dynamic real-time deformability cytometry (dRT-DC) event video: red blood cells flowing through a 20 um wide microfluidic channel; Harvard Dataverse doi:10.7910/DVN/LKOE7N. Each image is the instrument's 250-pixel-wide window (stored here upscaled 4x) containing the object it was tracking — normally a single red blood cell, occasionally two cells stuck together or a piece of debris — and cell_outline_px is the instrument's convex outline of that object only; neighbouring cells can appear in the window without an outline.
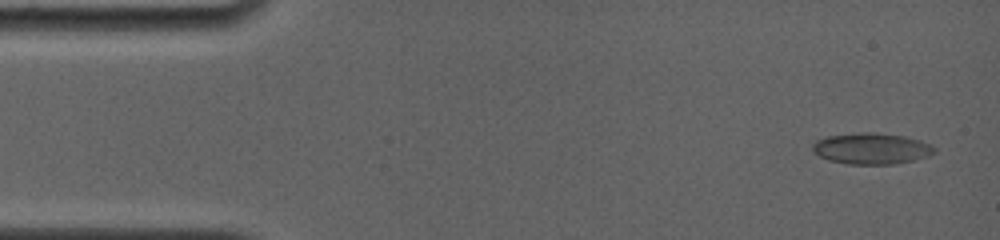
{"species": "common noctule bat (a hibernating species)", "species_latin": "Nyctalus noctula", "temperature_condition": "room temperature", "stored_images_in_passage": 14, "camera_frame_rate_fps": 4000, "um_per_image_px": 0.085, "animal": {"sex": "female", "body_mass_g": 19.0, "forearm_length_mm": 56.7}, "frame": {"image": 1, "passage_image": 2, "time_ms": 0.5, "image_size_px": [1000, 240], "cell_outline_px": [[936, 152], [928, 156], [912, 160], [892, 164], [848, 164], [828, 160], [812, 152], [812, 144], [816, 140], [828, 136], [864, 132], [872, 132], [904, 136], [920, 140], [932, 144], [936, 148]], "centroid_in_image_um": [74.08, 12.63], "position_along_channel_um": 10.9, "area_um2": 22.14}}
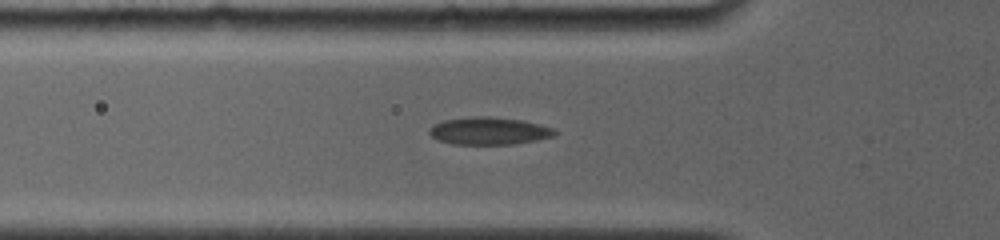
{"frame": {"image": 2, "passage_image": 11, "time_ms": 5.25, "image_size_px": [1000, 240], "cell_outline_px": [[560, 132], [556, 136], [536, 140], [512, 144], [452, 144], [436, 140], [428, 132], [428, 128], [432, 124], [444, 120], [472, 116], [488, 116], [524, 120], [556, 128]], "centroid_in_image_um": [41.59, 11.12], "position_along_channel_um": 84.2, "area_um2": 20.52}}
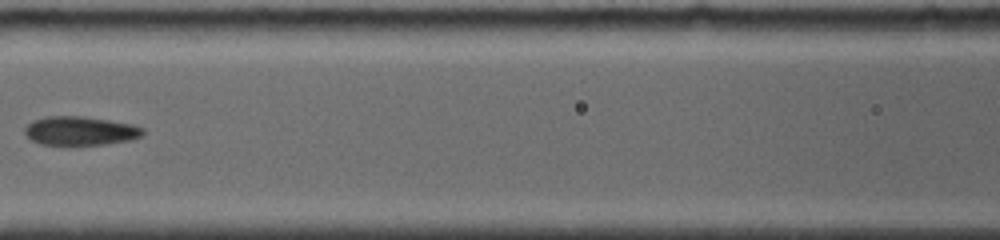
{"frame": {"image": 3, "passage_image": 14, "time_ms": 7.25, "image_size_px": [1000, 240], "cell_outline_px": [[144, 132], [140, 136], [128, 140], [104, 144], [40, 144], [32, 140], [24, 132], [24, 128], [32, 120], [48, 116], [84, 116], [132, 124], [144, 128]], "centroid_in_image_um": [6.8, 11.1], "position_along_channel_um": 159.8, "area_um2": 19.59}}